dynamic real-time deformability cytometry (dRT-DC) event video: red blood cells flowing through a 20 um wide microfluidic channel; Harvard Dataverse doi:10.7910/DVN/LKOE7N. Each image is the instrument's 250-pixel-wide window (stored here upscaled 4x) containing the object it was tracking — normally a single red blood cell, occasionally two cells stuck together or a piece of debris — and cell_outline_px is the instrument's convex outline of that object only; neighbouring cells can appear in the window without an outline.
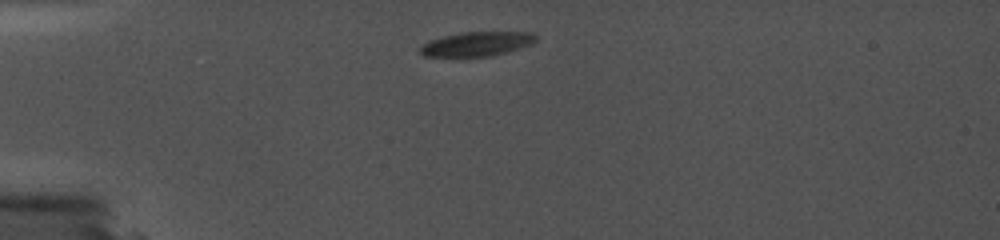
{"species": "common noctule bat (a hibernating species)", "species_latin": "Nyctalus noctula", "temperature_condition": "cold", "stored_images_in_passage": 23, "camera_frame_rate_fps": 5000, "um_per_image_px": 0.085, "animal": {"sex": "female", "body_mass_g": 19.0, "forearm_length_mm": 56.7}, "frame": {"image": 1, "passage_image": 1, "time_ms": 0.0, "image_size_px": [1000, 240], "cell_outline_px": [[536, 40], [528, 44], [492, 56], [424, 56], [420, 52], [420, 48], [428, 40], [460, 32], [532, 32], [536, 36]], "centroid_in_image_um": [40.48, 3.72], "position_along_channel_um": 44.5, "area_um2": 16.01}}
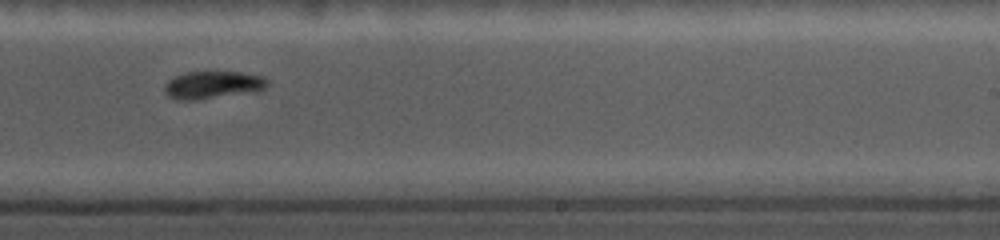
{"frame": {"image": 2, "passage_image": 14, "time_ms": 7.0, "image_size_px": [1000, 240], "cell_outline_px": [[268, 84], [264, 88], [252, 92], [200, 100], [176, 100], [168, 96], [164, 92], [164, 84], [168, 80], [184, 72], [240, 72], [260, 76], [268, 80]], "centroid_in_image_um": [18.03, 7.23], "position_along_channel_um": 271.0, "area_um2": 16.59}}
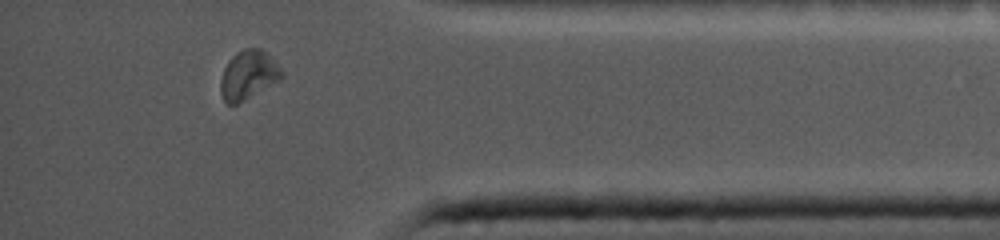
{"frame": {"image": 3, "passage_image": 21, "time_ms": 11.0, "image_size_px": [1000, 240], "cell_outline_px": [[284, 76], [280, 80], [244, 100], [236, 104], [228, 104], [224, 100], [220, 92], [220, 80], [224, 68], [228, 60], [236, 52], [244, 48], [260, 48], [284, 72]], "centroid_in_image_um": [21.08, 6.37], "position_along_channel_um": 414.1, "area_um2": 17.22}, "authors_computed_cell_mechanics": {"area_um2": 17.1088, "velocity_mm_per_s": 3.7198, "shape_relaxation_time_tau1_ms": null, "shape_relaxation_time_tau2_ms": 2.3801, "deformation_change_tau1": null, "deformation_change_tau2": 0.0658}}